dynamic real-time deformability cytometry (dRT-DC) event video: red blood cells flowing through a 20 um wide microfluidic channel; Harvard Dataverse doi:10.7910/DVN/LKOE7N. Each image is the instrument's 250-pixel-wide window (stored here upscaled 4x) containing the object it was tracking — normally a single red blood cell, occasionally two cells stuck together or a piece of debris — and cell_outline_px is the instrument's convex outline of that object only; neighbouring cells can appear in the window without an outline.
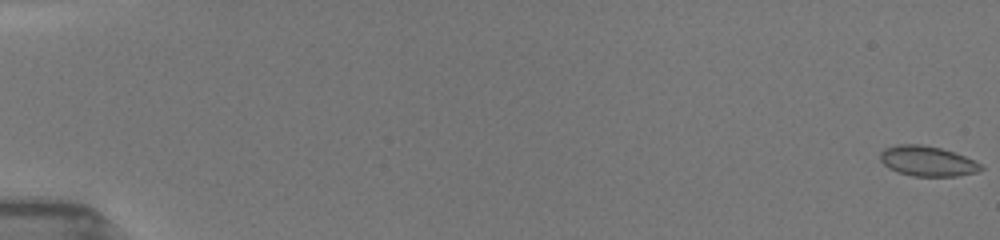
{"species": "common noctule bat (a hibernating species)", "species_latin": "Nyctalus noctula", "temperature_condition": "room temperature", "stored_images_in_passage": 30, "camera_frame_rate_fps": 3000, "um_per_image_px": 0.085, "animal": {"sex": "female", "body_mass_g": 19.5, "forearm_length_mm": 54.1}, "frame": {"image": 1, "passage_image": 1, "time_ms": 0.0, "image_size_px": [1000, 240], "cell_outline_px": [[984, 168], [976, 172], [956, 176], [912, 176], [896, 172], [888, 168], [880, 160], [880, 152], [884, 148], [900, 144], [920, 144], [940, 148], [964, 156], [980, 164]], "centroid_in_image_um": [78.77, 13.7], "position_along_channel_um": 6.2, "area_um2": 17.57}}
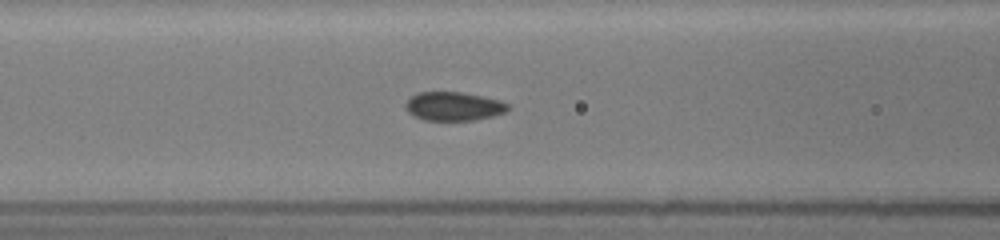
{"frame": {"image": 2, "passage_image": 26, "time_ms": 7.667, "image_size_px": [1000, 240], "cell_outline_px": [[508, 108], [504, 112], [492, 116], [472, 120], [424, 120], [408, 112], [404, 108], [404, 104], [412, 96], [420, 92], [460, 92], [500, 100], [508, 104]], "centroid_in_image_um": [38.52, 9.03], "position_along_channel_um": 128.1, "area_um2": 16.88}}
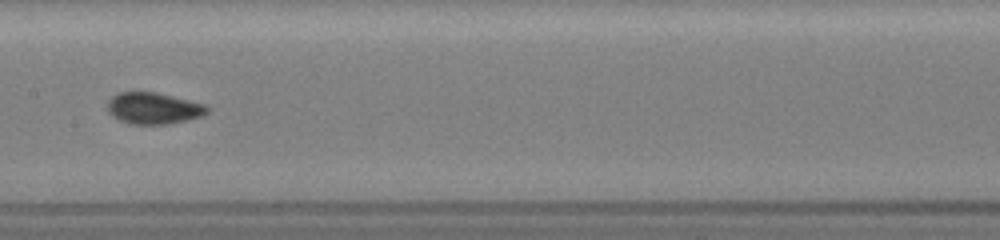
{"frame": {"image": 3, "passage_image": 29, "time_ms": 9.333, "image_size_px": [1000, 240], "cell_outline_px": [[212, 108], [208, 112], [200, 116], [188, 120], [168, 124], [128, 124], [112, 116], [108, 112], [108, 100], [116, 92], [156, 92], [208, 104]], "centroid_in_image_um": [13.08, 9.2], "position_along_channel_um": 194.3, "area_um2": 18.61}}